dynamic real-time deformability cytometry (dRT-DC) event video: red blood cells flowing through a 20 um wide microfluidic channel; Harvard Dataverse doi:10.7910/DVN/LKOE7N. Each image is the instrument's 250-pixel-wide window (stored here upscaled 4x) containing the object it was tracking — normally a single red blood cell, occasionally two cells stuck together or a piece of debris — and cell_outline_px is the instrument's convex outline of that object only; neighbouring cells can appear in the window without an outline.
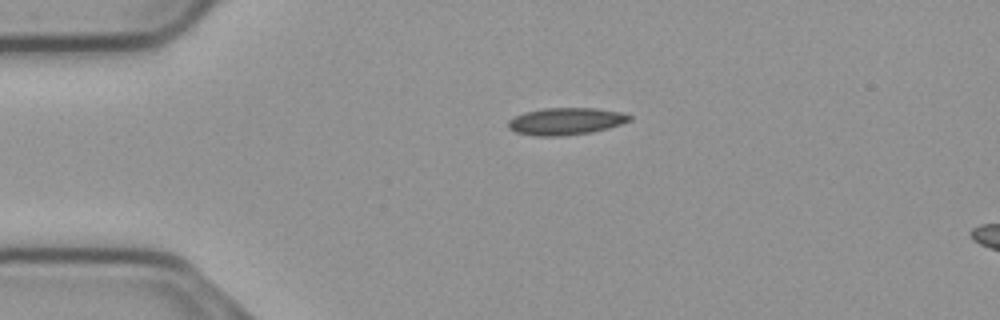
{"species": "common noctule bat (a hibernating species)", "species_latin": "Nyctalus noctula", "temperature_condition": "cold", "stored_images_in_passage": 6, "camera_frame_rate_fps": 3000, "um_per_image_px": 0.085, "animal": {"sex": "male", "body_mass_g": 23.1, "forearm_length_mm": 52.7}, "frame": {"image": 1, "passage_image": 1, "time_ms": 0.0, "image_size_px": [1000, 320], "cell_outline_px": [[632, 120], [608, 128], [592, 132], [560, 136], [536, 136], [516, 132], [508, 128], [508, 120], [524, 112], [544, 108], [596, 108], [620, 112], [632, 116]], "centroid_in_image_um": [48.09, 10.31], "position_along_channel_um": 36.9, "area_um2": 19.13}}